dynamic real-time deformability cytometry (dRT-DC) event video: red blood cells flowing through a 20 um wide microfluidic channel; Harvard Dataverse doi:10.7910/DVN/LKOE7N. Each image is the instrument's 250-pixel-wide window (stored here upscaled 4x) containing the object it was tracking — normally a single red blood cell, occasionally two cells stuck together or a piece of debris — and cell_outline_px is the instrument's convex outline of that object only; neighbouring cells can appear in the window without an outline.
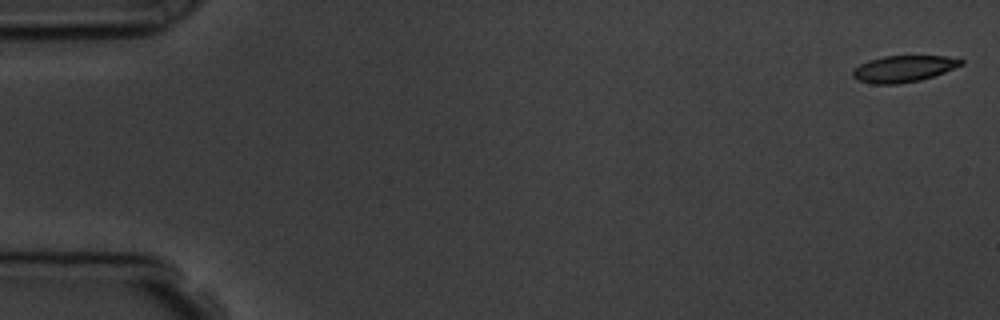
{"species": "common noctule bat (a hibernating species)", "species_latin": "Nyctalus noctula", "temperature_condition": "room temperature", "stored_images_in_passage": 6, "camera_frame_rate_fps": 3000, "um_per_image_px": 0.085, "animal": {"sex": "male", "body_mass_g": 19.5, "forearm_length_mm": 54.6}, "frame": {"image": 1, "passage_image": 1, "time_ms": 0.0, "image_size_px": [1000, 320], "cell_outline_px": [[964, 64], [944, 72], [920, 80], [896, 84], [872, 84], [856, 80], [852, 76], [852, 72], [860, 64], [868, 60], [884, 56], [944, 56], [964, 60]], "centroid_in_image_um": [76.77, 5.85], "position_along_channel_um": 8.2, "area_um2": 16.65}}
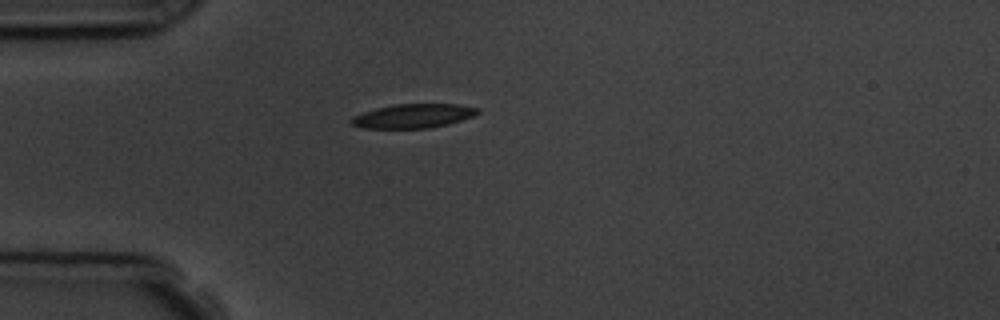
{"frame": {"image": 2, "passage_image": 5, "time_ms": 4.667, "image_size_px": [1000, 320], "cell_outline_px": [[480, 112], [472, 116], [448, 124], [428, 128], [364, 128], [352, 124], [348, 120], [352, 116], [376, 108], [392, 104], [460, 104], [480, 108]], "centroid_in_image_um": [35.12, 9.85], "position_along_channel_um": 49.9, "area_um2": 17.74}}